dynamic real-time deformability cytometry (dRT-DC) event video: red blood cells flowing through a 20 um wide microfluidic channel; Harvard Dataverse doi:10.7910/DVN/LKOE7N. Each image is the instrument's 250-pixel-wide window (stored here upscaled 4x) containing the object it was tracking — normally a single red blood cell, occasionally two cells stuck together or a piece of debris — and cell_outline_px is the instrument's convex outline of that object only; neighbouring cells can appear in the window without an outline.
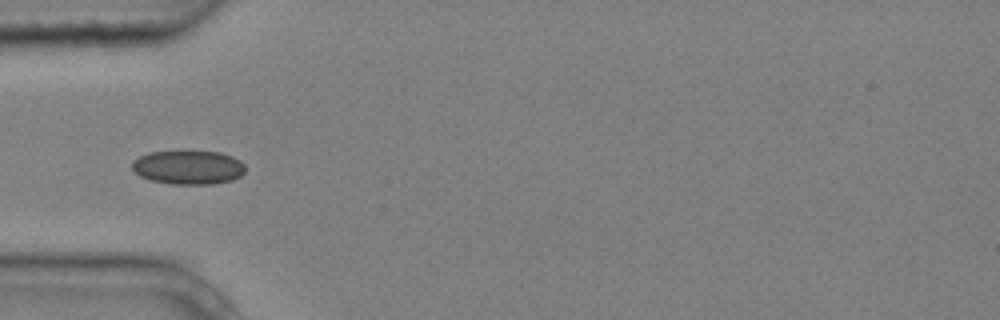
{"species": "common noctule bat (a hibernating species)", "species_latin": "Nyctalus noctula", "temperature_condition": "cold", "stored_images_in_passage": 6, "camera_frame_rate_fps": 3000, "um_per_image_px": 0.085, "animal": {"sex": "male", "body_mass_g": 20.4}, "frame": {"image": 1, "passage_image": 5, "time_ms": 1.333, "image_size_px": [1000, 320], "cell_outline_px": [[244, 172], [240, 176], [232, 180], [212, 184], [172, 184], [152, 180], [140, 176], [132, 168], [132, 160], [148, 152], [180, 148], [220, 152], [232, 156], [240, 160], [244, 164]], "centroid_in_image_um": [15.99, 14.17], "position_along_channel_um": 69.0, "area_um2": 23.24}}
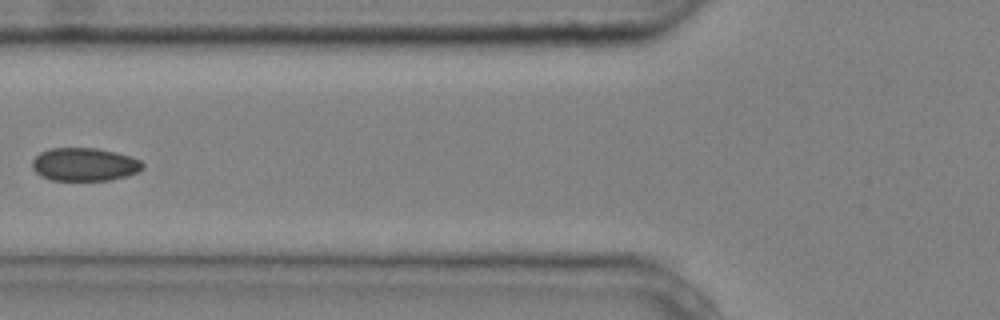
{"frame": {"image": 2, "passage_image": 6, "time_ms": 1.667, "image_size_px": [1000, 320], "cell_outline_px": [[144, 168], [128, 176], [112, 180], [52, 180], [40, 176], [32, 168], [32, 160], [40, 152], [48, 148], [96, 148], [116, 152], [140, 160], [144, 164]], "centroid_in_image_um": [7.17, 13.98], "position_along_channel_um": 118.6, "area_um2": 21.44}}